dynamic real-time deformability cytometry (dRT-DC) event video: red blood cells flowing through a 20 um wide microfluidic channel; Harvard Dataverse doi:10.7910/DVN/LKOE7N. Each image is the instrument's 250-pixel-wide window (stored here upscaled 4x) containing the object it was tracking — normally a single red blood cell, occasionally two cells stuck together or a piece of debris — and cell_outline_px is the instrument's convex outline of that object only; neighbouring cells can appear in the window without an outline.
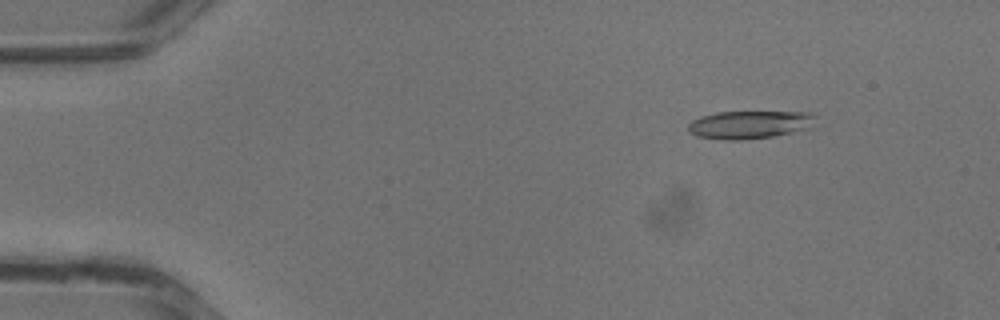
{"species": "common noctule bat (a hibernating species)", "species_latin": "Nyctalus noctula", "temperature_condition": "warm", "stored_images_in_passage": 11, "camera_frame_rate_fps": 3000, "um_per_image_px": 0.085, "animal": {"sex": "male", "body_mass_g": 13.3}, "frame": {"image": 1, "passage_image": 5, "time_ms": 1.333, "image_size_px": [1000, 320], "cell_outline_px": [[816, 116], [812, 128], [772, 136], [744, 140], [724, 140], [696, 136], [688, 132], [688, 124], [692, 120], [700, 116], [716, 112], [812, 112]], "centroid_in_image_um": [63.71, 10.59], "position_along_channel_um": 21.3, "area_um2": 20.98}}